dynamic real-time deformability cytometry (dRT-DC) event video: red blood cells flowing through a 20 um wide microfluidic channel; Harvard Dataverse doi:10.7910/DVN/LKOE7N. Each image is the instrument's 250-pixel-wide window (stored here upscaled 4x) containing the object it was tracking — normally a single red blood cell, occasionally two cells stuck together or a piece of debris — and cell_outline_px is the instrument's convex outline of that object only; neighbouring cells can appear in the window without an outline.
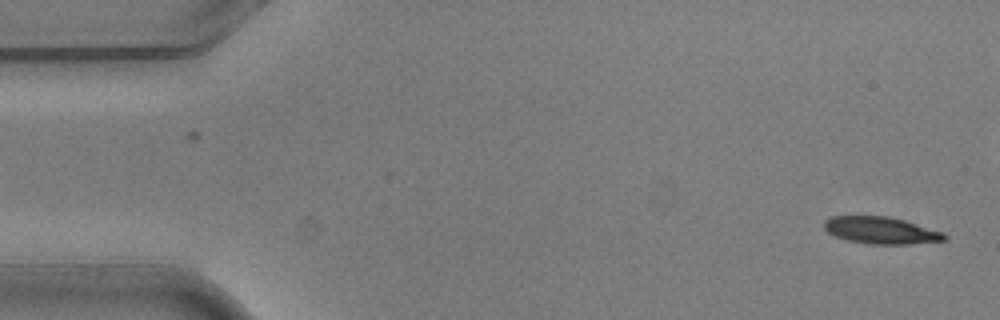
{"species": "common noctule bat (a hibernating species)", "species_latin": "Nyctalus noctula", "temperature_condition": "warm", "stored_images_in_passage": 2, "camera_frame_rate_fps": 3000, "um_per_image_px": 0.085, "animal": {"sex": "male", "body_mass_g": 20.5, "forearm_length_mm": 52.5}, "frame": {"image": 1, "passage_image": 2, "time_ms": 0.333, "image_size_px": [1000, 320], "cell_outline_px": [[948, 240], [908, 244], [868, 244], [844, 240], [832, 236], [824, 228], [824, 220], [832, 216], [888, 216], [904, 220], [944, 232], [948, 236]], "centroid_in_image_um": [74.87, 19.59], "position_along_channel_um": 10.1, "area_um2": 19.19}}